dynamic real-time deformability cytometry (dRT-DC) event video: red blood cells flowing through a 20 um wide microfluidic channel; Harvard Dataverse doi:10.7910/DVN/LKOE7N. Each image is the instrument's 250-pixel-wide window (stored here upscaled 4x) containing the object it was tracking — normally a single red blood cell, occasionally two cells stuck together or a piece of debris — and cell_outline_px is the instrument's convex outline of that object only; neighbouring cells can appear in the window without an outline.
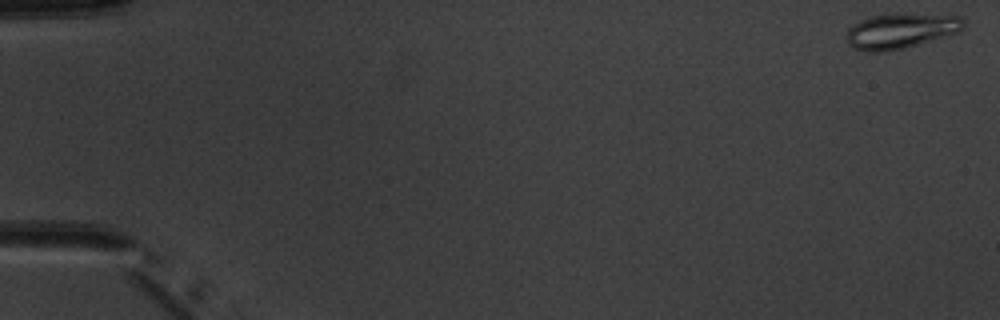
{"species": "common noctule bat (a hibernating species)", "species_latin": "Nyctalus noctula", "temperature_condition": "warm", "stored_images_in_passage": 6, "camera_frame_rate_fps": 3000, "um_per_image_px": 0.085, "animal": {"sex": "male", "body_mass_g": 20.1, "forearm_length_mm": 53.5}, "frame": {"image": 1, "passage_image": 1, "time_ms": 0.0, "image_size_px": [1000, 320], "cell_outline_px": [[964, 28], [960, 32], [904, 48], [880, 52], [868, 52], [856, 48], [848, 44], [848, 28], [852, 24], [860, 20], [872, 16], [892, 12], [904, 12], [960, 16], [964, 20]], "centroid_in_image_um": [76.59, 2.58], "position_along_channel_um": 8.4, "area_um2": 24.39}}
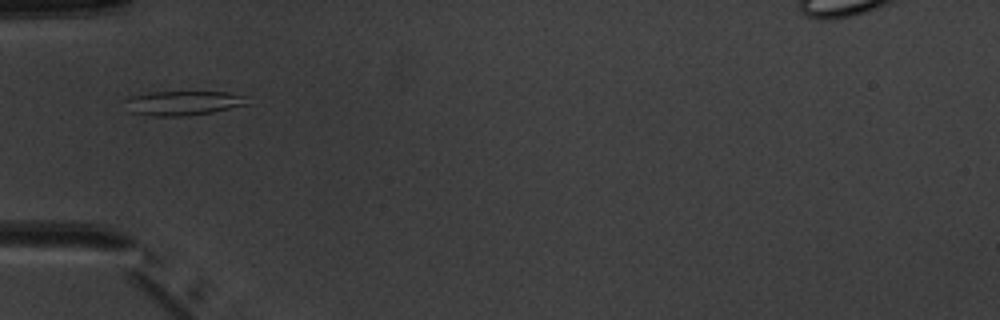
{"frame": {"image": 2, "passage_image": 6, "time_ms": 5.667, "image_size_px": [1000, 320], "cell_outline_px": [[248, 104], [212, 112], [188, 116], [152, 116], [132, 112], [124, 100], [132, 96], [152, 92], [228, 92], [244, 96]], "centroid_in_image_um": [15.57, 8.76], "position_along_channel_um": 69.4, "area_um2": 17.11}}